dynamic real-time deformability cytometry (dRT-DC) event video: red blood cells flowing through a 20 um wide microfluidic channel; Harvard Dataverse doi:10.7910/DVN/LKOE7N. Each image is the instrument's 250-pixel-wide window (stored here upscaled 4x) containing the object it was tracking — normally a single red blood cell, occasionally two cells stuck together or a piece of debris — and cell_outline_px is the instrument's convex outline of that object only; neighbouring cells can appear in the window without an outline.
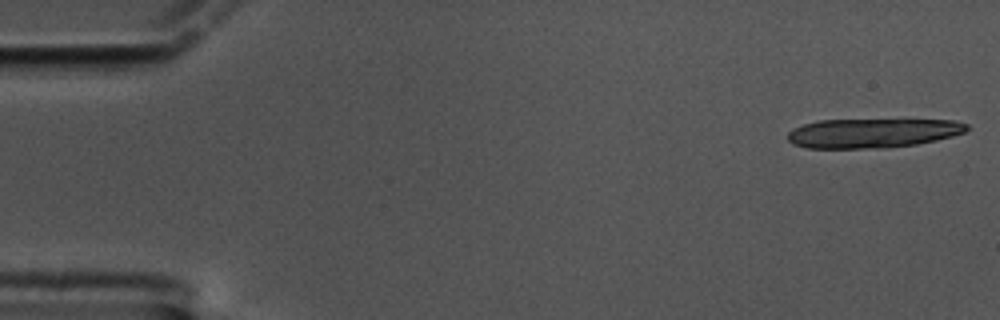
{"species": "common noctule bat (a hibernating species)", "species_latin": "Nyctalus noctula", "temperature_condition": "cold", "stored_images_in_passage": 19, "camera_frame_rate_fps": 3000, "um_per_image_px": 0.085, "animal": {"sex": "male", "body_mass_g": 17.5, "forearm_length_mm": 52.3}, "frame": {"image": 1, "passage_image": 1, "time_ms": 0.0, "image_size_px": [1000, 320], "cell_outline_px": [[968, 128], [964, 132], [952, 136], [936, 140], [916, 144], [884, 148], [808, 148], [792, 144], [788, 140], [788, 132], [792, 128], [804, 124], [820, 120], [956, 120], [968, 124]], "centroid_in_image_um": [74.15, 11.31], "position_along_channel_um": 10.9, "area_um2": 30.58}}